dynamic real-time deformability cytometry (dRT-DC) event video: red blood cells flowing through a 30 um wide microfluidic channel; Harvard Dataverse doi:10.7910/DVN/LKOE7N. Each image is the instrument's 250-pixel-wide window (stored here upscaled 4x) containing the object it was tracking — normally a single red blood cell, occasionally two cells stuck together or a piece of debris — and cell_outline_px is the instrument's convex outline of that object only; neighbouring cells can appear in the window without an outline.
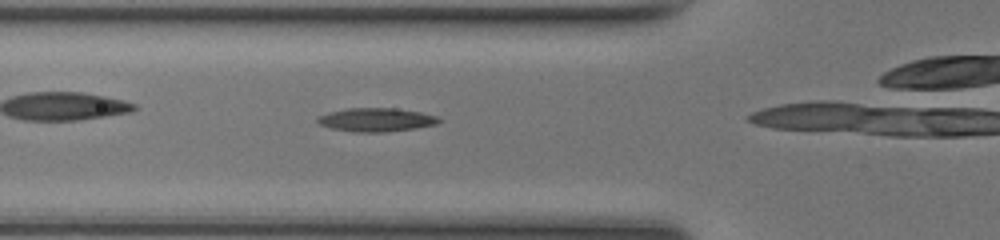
{"species": "common noctule bat (a hibernating species)", "species_latin": "Nyctalus noctula", "temperature_condition": "room temperature", "stored_images_in_passage": 16, "camera_frame_rate_fps": 3000, "um_per_image_px": 0.085, "animal": {"sex": "female", "body_mass_g": 17.0, "forearm_length_mm": 48.0}, "frame": {"image": 1, "passage_image": 12, "time_ms": 3.667, "image_size_px": [1000, 240], "cell_outline_px": [[440, 120], [436, 124], [412, 128], [380, 132], [356, 132], [332, 128], [320, 124], [316, 120], [316, 116], [328, 112], [348, 108], [396, 108], [420, 112], [436, 116]], "centroid_in_image_um": [31.91, 10.16], "position_along_channel_um": 93.9, "area_um2": 16.42}}